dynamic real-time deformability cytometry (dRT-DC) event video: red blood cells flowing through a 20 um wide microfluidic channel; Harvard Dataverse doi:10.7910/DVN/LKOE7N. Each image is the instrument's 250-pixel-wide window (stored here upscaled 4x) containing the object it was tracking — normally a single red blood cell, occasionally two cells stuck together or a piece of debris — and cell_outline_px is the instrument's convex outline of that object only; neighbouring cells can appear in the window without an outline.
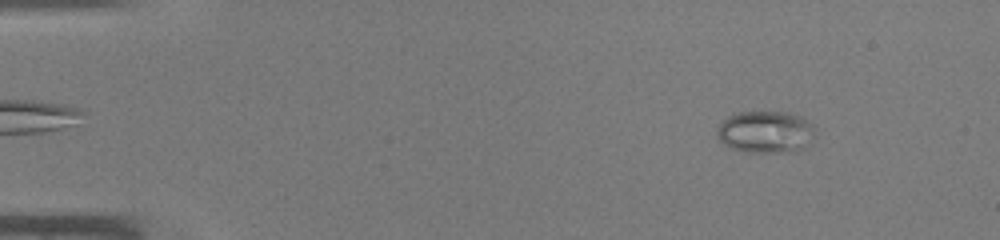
{"species": "common noctule bat (a hibernating species)", "species_latin": "Nyctalus noctula", "temperature_condition": "warm", "stored_images_in_passage": 43, "camera_frame_rate_fps": 3000, "um_per_image_px": 0.085, "animal": {"sex": "male", "body_mass_g": 19.0, "forearm_length_mm": 50.8}, "frame": {"image": 1, "passage_image": 3, "time_ms": 0.667, "image_size_px": [1000, 240], "cell_outline_px": [[816, 128], [812, 144], [796, 152], [744, 152], [732, 148], [724, 144], [716, 136], [716, 132], [720, 124], [728, 116], [740, 112], [788, 112], [800, 116], [812, 124]], "centroid_in_image_um": [65.13, 11.23], "position_along_channel_um": 19.9, "area_um2": 24.39}}
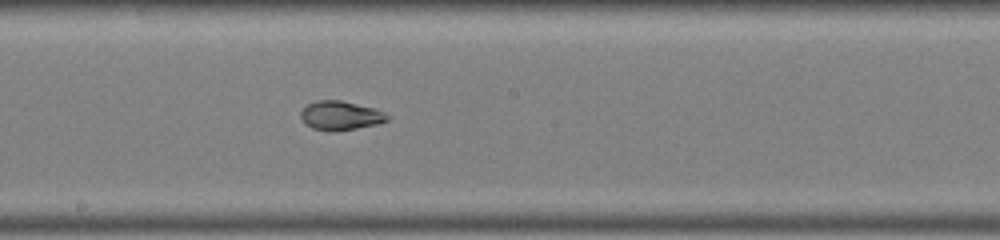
{"frame": {"image": 2, "passage_image": 23, "time_ms": 7.333, "image_size_px": [1000, 240], "cell_outline_px": [[392, 116], [388, 120], [376, 124], [336, 132], [328, 132], [312, 128], [304, 124], [300, 116], [300, 112], [308, 104], [316, 100], [340, 100], [376, 108]], "centroid_in_image_um": [28.94, 9.83], "position_along_channel_um": 219.3, "area_um2": 14.91}}
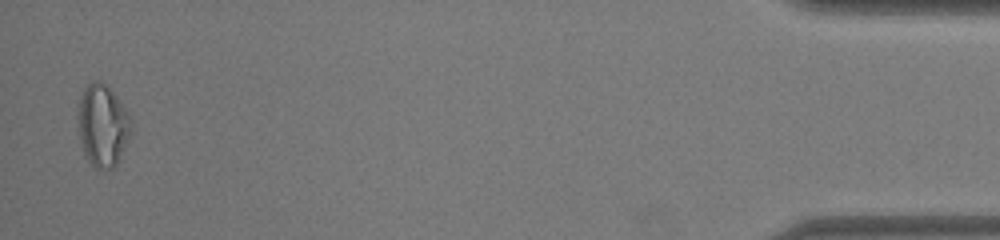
{"frame": {"image": 3, "passage_image": 42, "time_ms": 13.667, "image_size_px": [1000, 240], "cell_outline_px": [[132, 128], [116, 164], [112, 168], [96, 168], [88, 160], [84, 152], [80, 140], [76, 108], [76, 104], [80, 92], [92, 80], [100, 80], [120, 100], [128, 112], [132, 120]], "centroid_in_image_um": [8.68, 10.59], "position_along_channel_um": 426.5, "area_um2": 25.49}}